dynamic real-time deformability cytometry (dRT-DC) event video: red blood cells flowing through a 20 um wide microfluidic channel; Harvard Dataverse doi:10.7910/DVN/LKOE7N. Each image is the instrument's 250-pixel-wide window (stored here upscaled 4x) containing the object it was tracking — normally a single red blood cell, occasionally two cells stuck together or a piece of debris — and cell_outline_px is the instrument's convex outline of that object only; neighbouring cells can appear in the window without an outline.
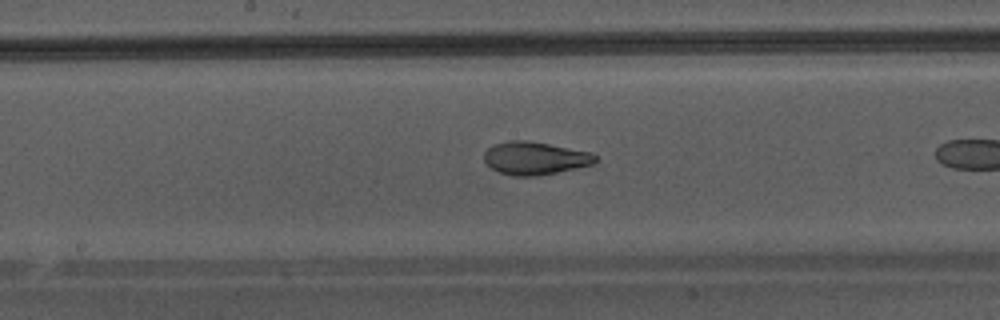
{"species": "Egyptian fruit bat (a non-hibernating species)", "species_latin": "Rousettus aegyptiacus", "temperature_condition": "warm", "stored_images_in_passage": 22, "camera_frame_rate_fps": 3000, "um_per_image_px": 0.085, "animal": {"sex": "male"}, "frame": {"image": 1, "passage_image": 10, "time_ms": 3.0, "image_size_px": [1000, 320], "cell_outline_px": [[596, 160], [592, 164], [576, 168], [536, 176], [512, 176], [500, 172], [484, 164], [484, 152], [488, 148], [496, 144], [508, 140], [524, 140], [548, 144], [592, 152], [596, 156]], "centroid_in_image_um": [45.44, 13.45], "position_along_channel_um": 202.8, "area_um2": 21.21}}